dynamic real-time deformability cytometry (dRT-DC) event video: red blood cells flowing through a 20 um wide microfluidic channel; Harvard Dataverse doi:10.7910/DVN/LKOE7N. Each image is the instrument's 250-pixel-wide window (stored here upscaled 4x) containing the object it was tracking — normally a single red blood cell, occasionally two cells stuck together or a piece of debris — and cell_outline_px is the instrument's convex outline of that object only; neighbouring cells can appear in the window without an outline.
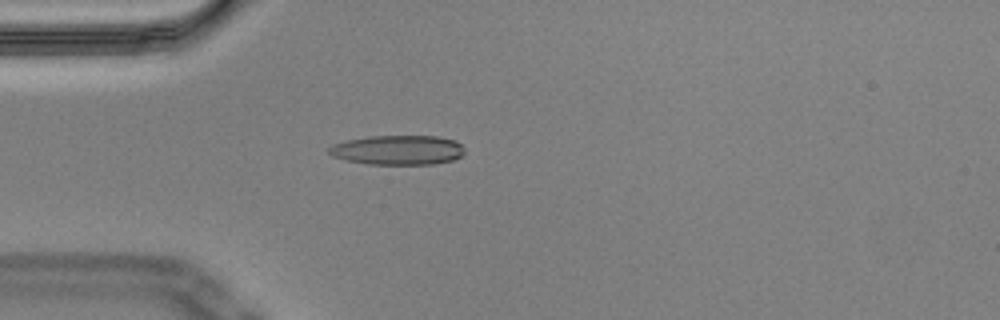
{"species": "Egyptian fruit bat (a non-hibernating species)", "species_latin": "Rousettus aegyptiacus", "temperature_condition": "cold", "stored_images_in_passage": 43, "camera_frame_rate_fps": 3000, "um_per_image_px": 0.085, "animal": {"sex": "male"}, "frame": {"image": 1, "passage_image": 3, "time_ms": 0.667, "image_size_px": [1000, 320], "cell_outline_px": [[464, 152], [460, 156], [452, 160], [432, 164], [368, 164], [348, 160], [332, 156], [328, 152], [328, 148], [332, 144], [348, 140], [368, 136], [436, 136], [456, 140], [464, 148]], "centroid_in_image_um": [33.81, 12.74], "position_along_channel_um": 51.2, "area_um2": 23.29}}
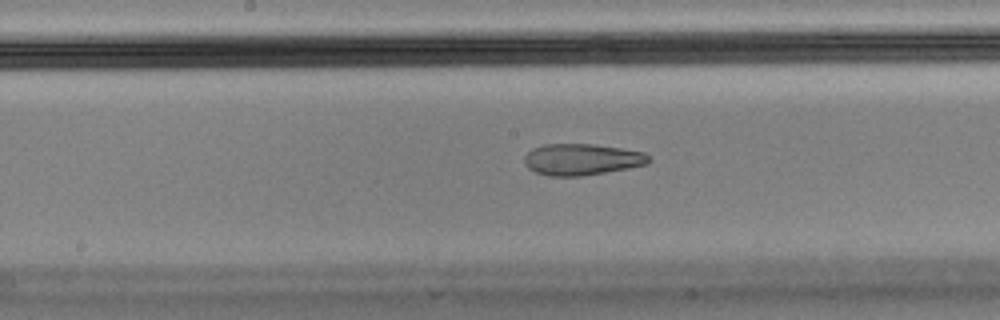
{"frame": {"image": 2, "passage_image": 16, "time_ms": 5.0, "image_size_px": [1000, 320], "cell_outline_px": [[652, 160], [648, 164], [628, 168], [580, 176], [548, 176], [536, 172], [528, 168], [524, 164], [524, 156], [532, 148], [544, 144], [592, 144], [620, 148], [644, 152]], "centroid_in_image_um": [49.43, 13.55], "position_along_channel_um": 198.8, "area_um2": 22.77}}
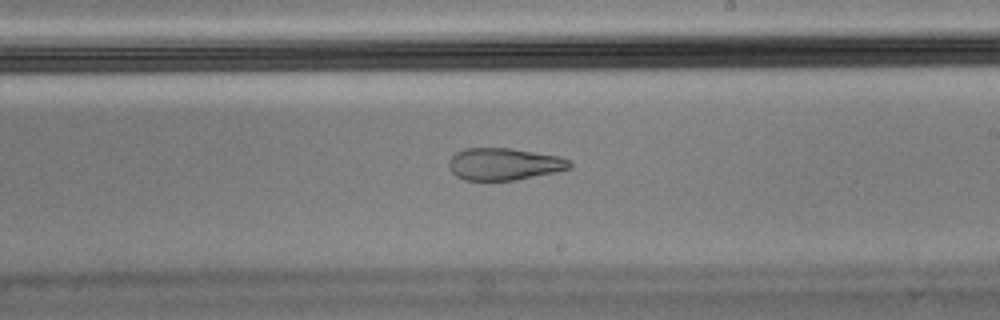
{"frame": {"image": 3, "passage_image": 20, "time_ms": 6.333, "image_size_px": [1000, 320], "cell_outline_px": [[572, 168], [556, 172], [516, 180], [464, 180], [456, 176], [452, 172], [448, 164], [448, 160], [456, 152], [464, 148], [508, 148], [560, 156], [568, 160], [572, 164]], "centroid_in_image_um": [42.84, 13.95], "position_along_channel_um": 246.2, "area_um2": 22.66}, "authors_computed_cell_mechanics": {"area_um2": 24.4494, "velocity_mm_per_s": 3.5799, "shape_relaxation_time_tau1_ms": null, "shape_relaxation_time_tau2_ms": 3.1013, "deformation_change_tau1": null, "deformation_change_tau2": 0.1}}